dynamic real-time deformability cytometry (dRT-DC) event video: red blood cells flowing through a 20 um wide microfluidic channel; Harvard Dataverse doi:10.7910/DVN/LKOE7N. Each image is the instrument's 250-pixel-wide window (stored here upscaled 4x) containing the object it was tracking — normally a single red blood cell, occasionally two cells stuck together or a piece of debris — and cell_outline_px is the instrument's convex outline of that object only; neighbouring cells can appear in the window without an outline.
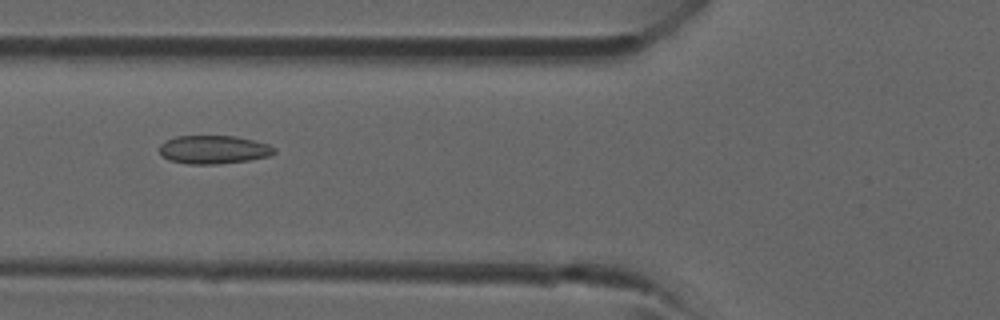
{"species": "common noctule bat (a hibernating species)", "species_latin": "Nyctalus noctula", "temperature_condition": "room temperature", "stored_images_in_passage": 6, "camera_frame_rate_fps": 3000, "um_per_image_px": 0.085, "animal": {"sex": "male", "forearm_length_mm": 52.5}, "frame": {"image": 1, "passage_image": 5, "time_ms": 4.667, "image_size_px": [1000, 320], "cell_outline_px": [[276, 152], [268, 156], [248, 160], [220, 164], [188, 164], [168, 160], [160, 152], [160, 144], [176, 136], [236, 136], [268, 144], [276, 148]], "centroid_in_image_um": [18.17, 12.72], "position_along_channel_um": 107.6, "area_um2": 18.9}}
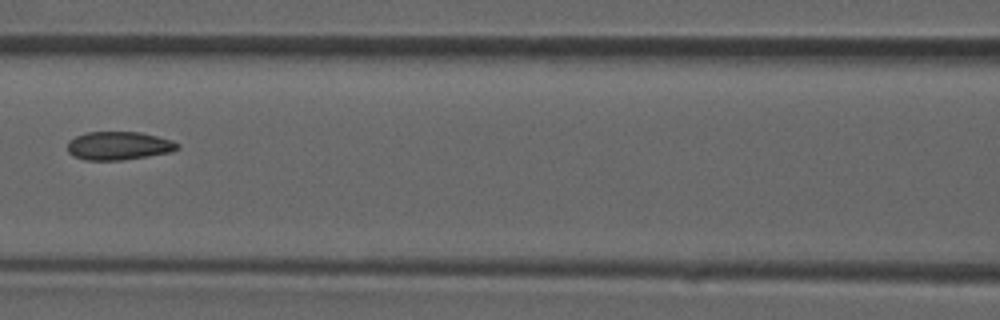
{"frame": {"image": 2, "passage_image": 6, "time_ms": 5.667, "image_size_px": [1000, 320], "cell_outline_px": [[180, 148], [172, 152], [148, 156], [120, 160], [84, 160], [72, 156], [68, 152], [68, 140], [76, 136], [88, 132], [140, 132], [172, 140], [180, 144]], "centroid_in_image_um": [10.09, 12.39], "position_along_channel_um": 156.5, "area_um2": 18.26}}